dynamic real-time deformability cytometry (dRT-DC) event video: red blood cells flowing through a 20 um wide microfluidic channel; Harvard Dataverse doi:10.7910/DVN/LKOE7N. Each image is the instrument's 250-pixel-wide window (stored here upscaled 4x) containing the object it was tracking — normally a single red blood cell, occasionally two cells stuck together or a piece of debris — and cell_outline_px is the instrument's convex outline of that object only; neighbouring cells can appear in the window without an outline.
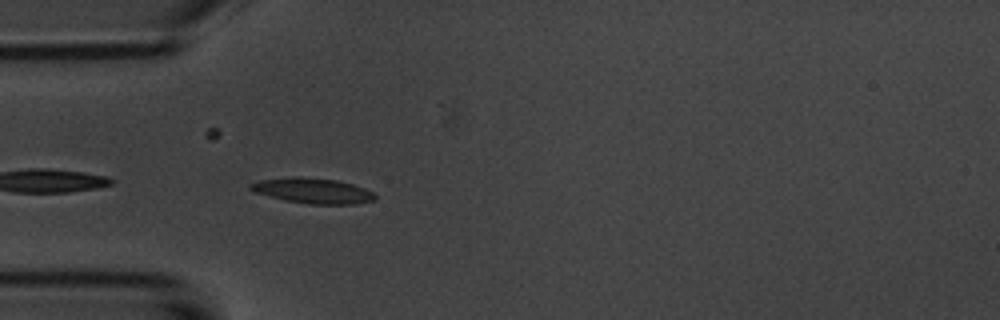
{"species": "common noctule bat (a hibernating species)", "species_latin": "Nyctalus noctula", "temperature_condition": "room temperature", "stored_images_in_passage": 4, "camera_frame_rate_fps": 3000, "um_per_image_px": 0.085, "animal": {"sex": "male", "body_mass_g": 20.1, "forearm_length_mm": 53.5}, "frame": {"image": 1, "passage_image": 4, "time_ms": 3.333, "image_size_px": [1000, 320], "cell_outline_px": [[376, 200], [352, 204], [308, 204], [284, 200], [256, 192], [248, 188], [248, 184], [260, 180], [292, 176], [300, 176], [336, 180], [352, 184], [364, 188], [372, 192], [376, 196]], "centroid_in_image_um": [26.57, 16.2], "position_along_channel_um": 58.4, "area_um2": 18.38}}